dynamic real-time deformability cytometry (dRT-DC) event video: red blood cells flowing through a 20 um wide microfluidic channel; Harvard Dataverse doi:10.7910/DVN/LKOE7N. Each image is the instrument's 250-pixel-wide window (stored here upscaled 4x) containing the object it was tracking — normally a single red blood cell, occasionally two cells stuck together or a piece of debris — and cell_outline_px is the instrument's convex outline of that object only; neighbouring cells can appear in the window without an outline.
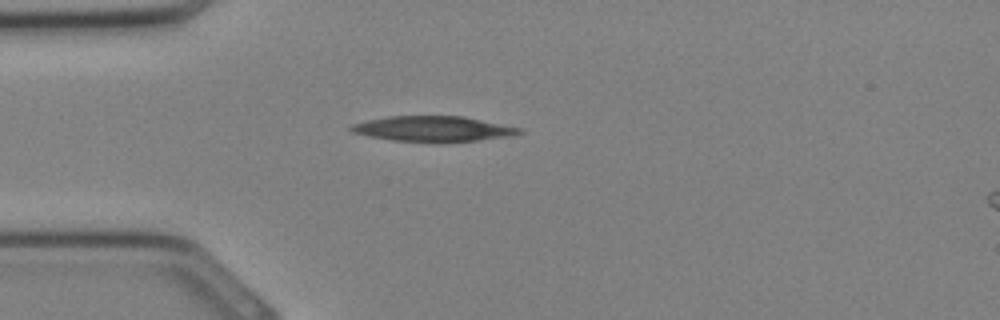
{"species": "Egyptian fruit bat (a non-hibernating species)", "species_latin": "Rousettus aegyptiacus", "temperature_condition": "cold", "stored_images_in_passage": 14, "camera_frame_rate_fps": 3000, "um_per_image_px": 0.085, "animal": {"sex": "female"}, "frame": {"image": 1, "passage_image": 1, "time_ms": 0.0, "image_size_px": [1000, 320], "cell_outline_px": [[524, 132], [512, 136], [480, 140], [440, 144], [436, 144], [392, 140], [352, 132], [348, 128], [352, 124], [368, 120], [388, 116], [464, 116], [520, 128]], "centroid_in_image_um": [36.85, 10.97], "position_along_channel_um": 48.2, "area_um2": 25.32}}
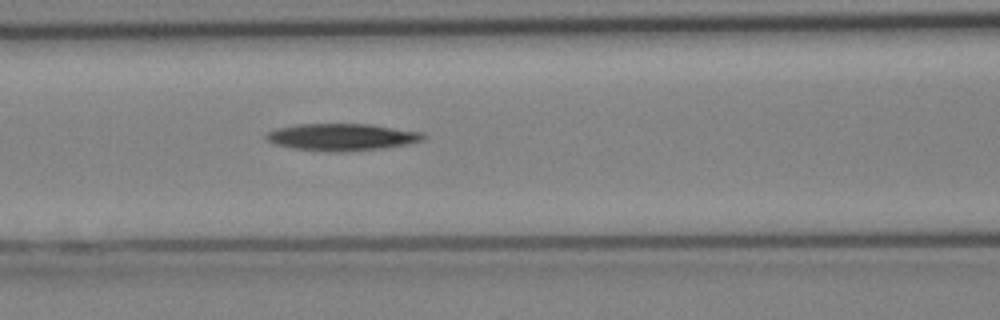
{"frame": {"image": 2, "passage_image": 6, "time_ms": 1.667, "image_size_px": [1000, 320], "cell_outline_px": [[428, 136], [424, 140], [408, 144], [384, 148], [340, 152], [328, 152], [292, 148], [272, 144], [264, 136], [268, 132], [276, 128], [296, 124], [372, 124], [424, 132]], "centroid_in_image_um": [29.08, 11.65], "position_along_channel_um": 137.5, "area_um2": 25.14}}
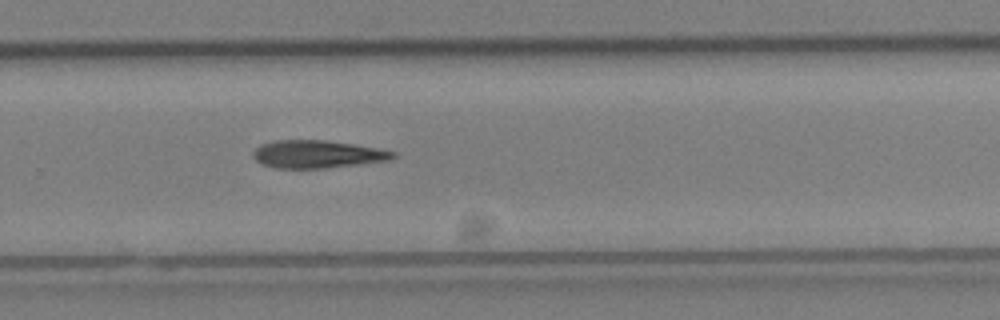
{"frame": {"image": 3, "passage_image": 14, "time_ms": 4.333, "image_size_px": [1000, 320], "cell_outline_px": [[396, 156], [392, 160], [360, 164], [324, 168], [272, 168], [260, 164], [252, 156], [252, 152], [260, 144], [276, 140], [324, 140], [380, 148], [396, 152]], "centroid_in_image_um": [26.96, 13.11], "position_along_channel_um": 302.8, "area_um2": 22.83}}